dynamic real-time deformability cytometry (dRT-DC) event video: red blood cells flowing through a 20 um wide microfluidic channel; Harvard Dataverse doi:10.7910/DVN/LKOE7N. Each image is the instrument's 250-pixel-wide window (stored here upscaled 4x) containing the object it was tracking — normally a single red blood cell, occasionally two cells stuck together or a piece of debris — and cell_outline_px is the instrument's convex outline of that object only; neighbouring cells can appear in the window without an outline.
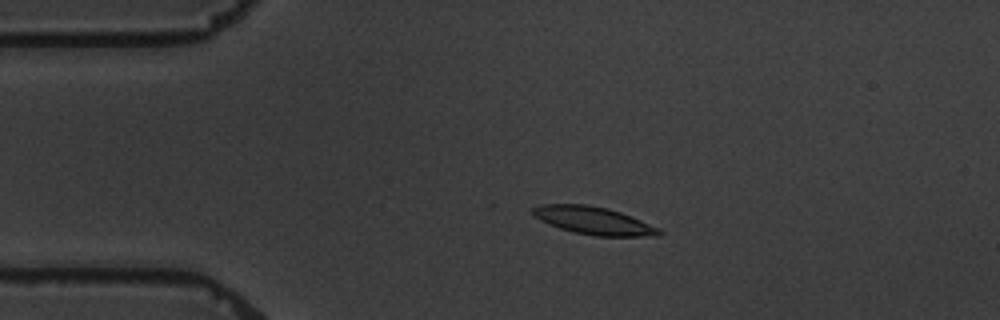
{"species": "common noctule bat (a hibernating species)", "species_latin": "Nyctalus noctula", "temperature_condition": "warm", "stored_images_in_passage": 7, "camera_frame_rate_fps": 3000, "um_per_image_px": 0.085, "animal": {"sex": "male", "body_mass_g": 19.5, "forearm_length_mm": 54.6}, "frame": {"image": 1, "passage_image": 4, "time_ms": 3.667, "image_size_px": [1000, 320], "cell_outline_px": [[664, 232], [660, 236], [596, 236], [572, 232], [548, 224], [532, 216], [532, 208], [544, 204], [588, 204], [608, 208], [620, 212], [660, 228]], "centroid_in_image_um": [50.46, 18.75], "position_along_channel_um": 34.5, "area_um2": 20.52}}
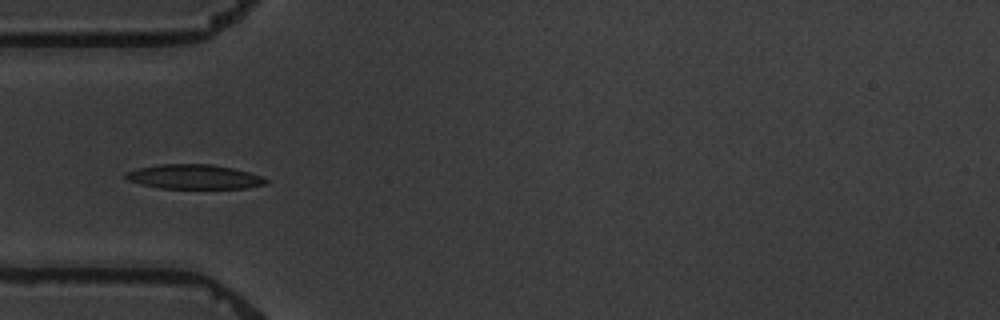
{"frame": {"image": 2, "passage_image": 6, "time_ms": 5.667, "image_size_px": [1000, 320], "cell_outline_px": [[268, 184], [244, 188], [160, 188], [140, 184], [128, 180], [124, 176], [124, 172], [136, 168], [160, 164], [212, 164], [232, 168], [248, 172], [260, 176], [268, 180]], "centroid_in_image_um": [16.46, 15.02], "position_along_channel_um": 68.5, "area_um2": 20.0}}
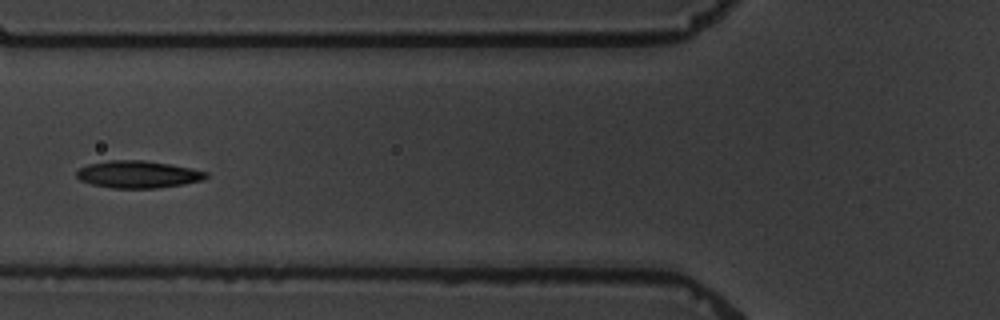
{"frame": {"image": 3, "passage_image": 7, "time_ms": 7.0, "image_size_px": [1000, 320], "cell_outline_px": [[208, 176], [204, 180], [184, 184], [156, 188], [112, 188], [92, 184], [80, 180], [76, 176], [76, 172], [80, 168], [88, 164], [108, 160], [144, 160], [192, 168], [208, 172]], "centroid_in_image_um": [11.74, 14.82], "position_along_channel_um": 114.1, "area_um2": 20.58}}